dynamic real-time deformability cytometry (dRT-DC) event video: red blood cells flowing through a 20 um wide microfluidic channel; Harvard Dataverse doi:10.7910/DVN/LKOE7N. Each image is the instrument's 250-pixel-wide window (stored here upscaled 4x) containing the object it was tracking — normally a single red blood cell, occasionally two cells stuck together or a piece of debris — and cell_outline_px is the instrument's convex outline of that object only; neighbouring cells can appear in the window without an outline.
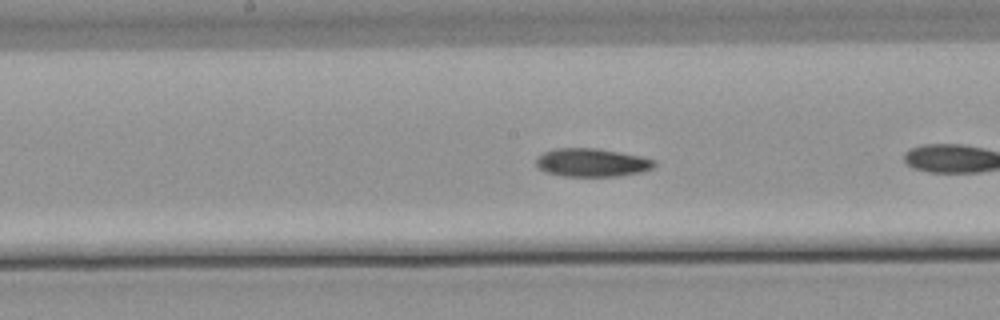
{"species": "common noctule bat (a hibernating species)", "species_latin": "Nyctalus noctula", "temperature_condition": "warm", "stored_images_in_passage": 13, "camera_frame_rate_fps": 3000, "um_per_image_px": 0.085, "animal": {"sex": "male", "body_mass_g": 21.5, "forearm_length_mm": 52.0}, "frame": {"image": 1, "passage_image": 8, "time_ms": 2.333, "image_size_px": [1000, 320], "cell_outline_px": [[656, 164], [652, 168], [640, 172], [616, 176], [564, 176], [548, 172], [540, 168], [536, 164], [536, 160], [544, 152], [556, 148], [596, 148], [620, 152], [640, 156], [656, 160]], "centroid_in_image_um": [50.34, 13.81], "position_along_channel_um": 197.9, "area_um2": 19.25}}
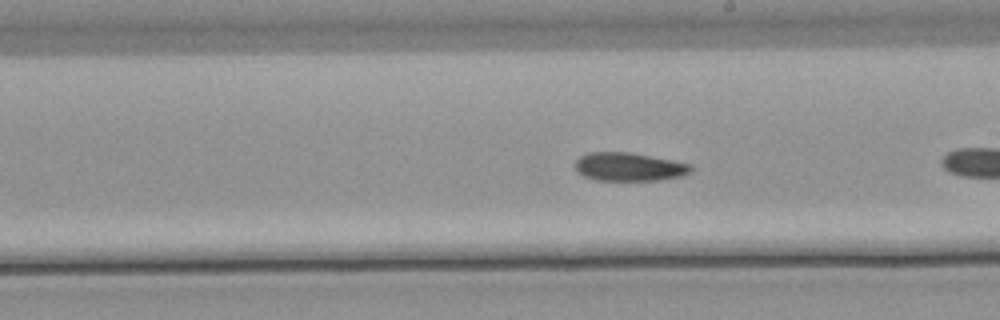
{"frame": {"image": 2, "passage_image": 11, "time_ms": 3.333, "image_size_px": [1000, 320], "cell_outline_px": [[692, 172], [680, 176], [660, 180], [596, 180], [584, 176], [576, 172], [576, 160], [580, 156], [588, 152], [628, 152], [692, 164]], "centroid_in_image_um": [53.45, 14.18], "position_along_channel_um": 235.5, "area_um2": 19.07}}